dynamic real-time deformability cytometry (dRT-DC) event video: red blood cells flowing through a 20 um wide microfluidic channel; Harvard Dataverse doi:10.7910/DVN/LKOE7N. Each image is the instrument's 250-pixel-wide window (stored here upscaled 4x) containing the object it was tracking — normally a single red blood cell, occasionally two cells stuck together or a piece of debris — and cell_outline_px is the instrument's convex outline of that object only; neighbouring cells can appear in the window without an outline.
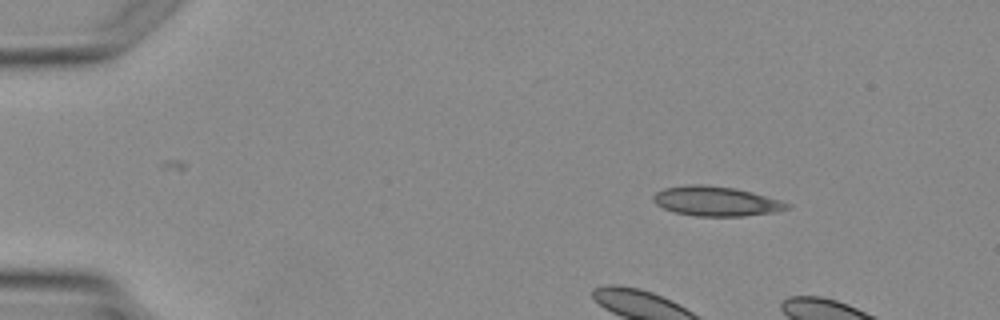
{"species": "Egyptian fruit bat (a non-hibernating species)", "species_latin": "Rousettus aegyptiacus", "temperature_condition": "warm", "stored_images_in_passage": 3, "camera_frame_rate_fps": 3000, "um_per_image_px": 0.085, "animal": {"sex": "female"}, "frame": {"image": 1, "passage_image": 1, "time_ms": 0.0, "image_size_px": [1000, 320], "cell_outline_px": [[792, 208], [772, 212], [744, 216], [696, 216], [676, 212], [664, 208], [656, 204], [652, 200], [652, 196], [656, 192], [664, 188], [688, 184], [704, 184], [732, 188], [752, 192], [780, 200], [792, 204]], "centroid_in_image_um": [60.86, 17.1], "position_along_channel_um": 24.1, "area_um2": 23.06}}